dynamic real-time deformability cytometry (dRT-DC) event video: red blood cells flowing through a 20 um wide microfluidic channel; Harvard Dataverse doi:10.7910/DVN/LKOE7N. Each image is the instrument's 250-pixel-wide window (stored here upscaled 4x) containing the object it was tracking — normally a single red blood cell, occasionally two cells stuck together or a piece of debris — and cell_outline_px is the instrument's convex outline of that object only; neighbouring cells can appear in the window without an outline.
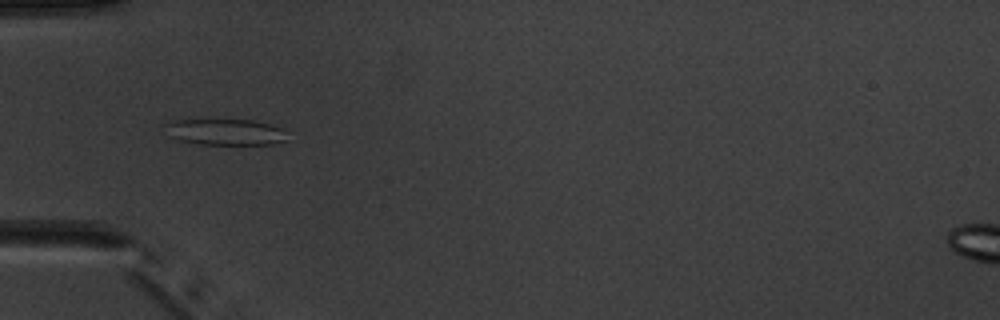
{"species": "common noctule bat (a hibernating species)", "species_latin": "Nyctalus noctula", "temperature_condition": "warm", "stored_images_in_passage": 8, "camera_frame_rate_fps": 3000, "um_per_image_px": 0.085, "animal": {"sex": "male", "body_mass_g": 20.1, "forearm_length_mm": 53.5}, "frame": {"image": 1, "passage_image": 5, "time_ms": 5.667, "image_size_px": [1000, 320], "cell_outline_px": [[288, 140], [272, 144], [196, 144], [180, 140], [172, 136], [164, 124], [176, 120], [252, 120], [268, 124], [280, 128]], "centroid_in_image_um": [19.16, 11.22], "position_along_channel_um": 65.8, "area_um2": 18.15}}
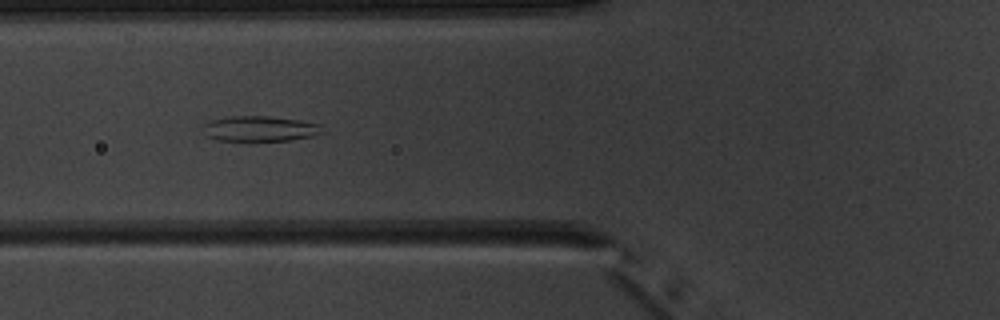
{"frame": {"image": 2, "passage_image": 6, "time_ms": 6.667, "image_size_px": [1000, 320], "cell_outline_px": [[324, 132], [312, 136], [288, 140], [216, 140], [208, 136], [200, 128], [204, 124], [212, 120], [228, 116], [268, 116], [300, 120], [320, 124]], "centroid_in_image_um": [22.07, 10.92], "position_along_channel_um": 103.7, "area_um2": 17.51}}
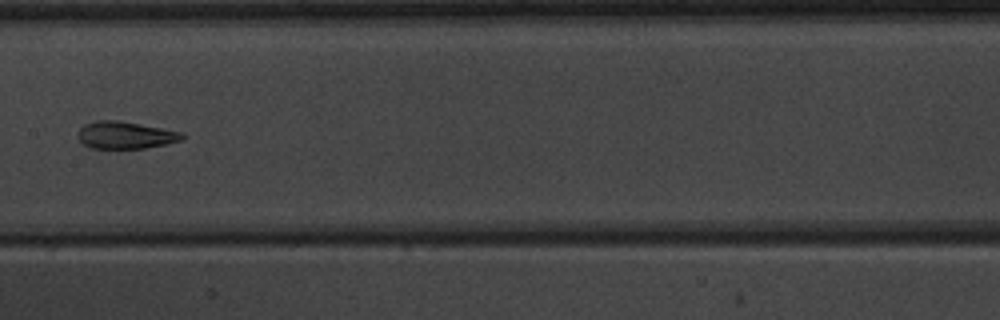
{"frame": {"image": 3, "passage_image": 8, "time_ms": 9.0, "image_size_px": [1000, 320], "cell_outline_px": [[184, 140], [144, 148], [92, 148], [84, 144], [76, 136], [80, 128], [84, 124], [96, 120], [120, 120], [184, 132]], "centroid_in_image_um": [10.66, 11.47], "position_along_channel_um": 196.7, "area_um2": 16.65}}